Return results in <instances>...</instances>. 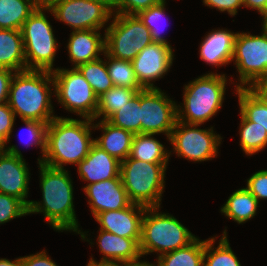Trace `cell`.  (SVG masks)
Masks as SVG:
<instances>
[{"mask_svg": "<svg viewBox=\"0 0 267 266\" xmlns=\"http://www.w3.org/2000/svg\"><path fill=\"white\" fill-rule=\"evenodd\" d=\"M113 16L104 30L105 52L114 58L132 61L153 42L150 30L137 15L113 13Z\"/></svg>", "mask_w": 267, "mask_h": 266, "instance_id": "ba28073f", "label": "cell"}, {"mask_svg": "<svg viewBox=\"0 0 267 266\" xmlns=\"http://www.w3.org/2000/svg\"><path fill=\"white\" fill-rule=\"evenodd\" d=\"M204 5L216 8L221 12L227 11L230 16H235L240 7H244L242 0H203Z\"/></svg>", "mask_w": 267, "mask_h": 266, "instance_id": "60d3db41", "label": "cell"}, {"mask_svg": "<svg viewBox=\"0 0 267 266\" xmlns=\"http://www.w3.org/2000/svg\"><path fill=\"white\" fill-rule=\"evenodd\" d=\"M236 35L227 29H212L200 44V59L215 67L229 64L234 55Z\"/></svg>", "mask_w": 267, "mask_h": 266, "instance_id": "ffe728a7", "label": "cell"}, {"mask_svg": "<svg viewBox=\"0 0 267 266\" xmlns=\"http://www.w3.org/2000/svg\"><path fill=\"white\" fill-rule=\"evenodd\" d=\"M22 122H24L28 131V141L30 142L27 143V146L36 145L41 149L42 158H38V163H41L46 148V131L48 124L34 120H22Z\"/></svg>", "mask_w": 267, "mask_h": 266, "instance_id": "8d00e7d4", "label": "cell"}, {"mask_svg": "<svg viewBox=\"0 0 267 266\" xmlns=\"http://www.w3.org/2000/svg\"><path fill=\"white\" fill-rule=\"evenodd\" d=\"M97 236L101 260L121 261L128 264L140 262L142 257L139 243L135 239L125 238L99 229Z\"/></svg>", "mask_w": 267, "mask_h": 266, "instance_id": "44dd1931", "label": "cell"}, {"mask_svg": "<svg viewBox=\"0 0 267 266\" xmlns=\"http://www.w3.org/2000/svg\"><path fill=\"white\" fill-rule=\"evenodd\" d=\"M244 7L255 9L263 16L267 12V0H242Z\"/></svg>", "mask_w": 267, "mask_h": 266, "instance_id": "ee69618b", "label": "cell"}, {"mask_svg": "<svg viewBox=\"0 0 267 266\" xmlns=\"http://www.w3.org/2000/svg\"><path fill=\"white\" fill-rule=\"evenodd\" d=\"M263 24H262V30H264L267 33V13L263 15Z\"/></svg>", "mask_w": 267, "mask_h": 266, "instance_id": "f907efd6", "label": "cell"}, {"mask_svg": "<svg viewBox=\"0 0 267 266\" xmlns=\"http://www.w3.org/2000/svg\"><path fill=\"white\" fill-rule=\"evenodd\" d=\"M37 7L33 0H0V29L21 30Z\"/></svg>", "mask_w": 267, "mask_h": 266, "instance_id": "484cf974", "label": "cell"}, {"mask_svg": "<svg viewBox=\"0 0 267 266\" xmlns=\"http://www.w3.org/2000/svg\"><path fill=\"white\" fill-rule=\"evenodd\" d=\"M53 88L55 85L52 72L37 70L15 72L11 79L7 103L15 117L18 115L21 120L48 124L56 117L51 104Z\"/></svg>", "mask_w": 267, "mask_h": 266, "instance_id": "3957f363", "label": "cell"}, {"mask_svg": "<svg viewBox=\"0 0 267 266\" xmlns=\"http://www.w3.org/2000/svg\"><path fill=\"white\" fill-rule=\"evenodd\" d=\"M107 121L113 126L130 131L133 134L141 133L140 91Z\"/></svg>", "mask_w": 267, "mask_h": 266, "instance_id": "d6a6232c", "label": "cell"}, {"mask_svg": "<svg viewBox=\"0 0 267 266\" xmlns=\"http://www.w3.org/2000/svg\"><path fill=\"white\" fill-rule=\"evenodd\" d=\"M251 89L265 102L267 105V80L255 83Z\"/></svg>", "mask_w": 267, "mask_h": 266, "instance_id": "f6af8a7d", "label": "cell"}, {"mask_svg": "<svg viewBox=\"0 0 267 266\" xmlns=\"http://www.w3.org/2000/svg\"><path fill=\"white\" fill-rule=\"evenodd\" d=\"M44 11L46 5L38 6L25 20L20 31L27 70L53 72V62L59 45Z\"/></svg>", "mask_w": 267, "mask_h": 266, "instance_id": "52a82bcc", "label": "cell"}, {"mask_svg": "<svg viewBox=\"0 0 267 266\" xmlns=\"http://www.w3.org/2000/svg\"><path fill=\"white\" fill-rule=\"evenodd\" d=\"M168 163H149L127 157L121 161L120 177L131 203L160 207Z\"/></svg>", "mask_w": 267, "mask_h": 266, "instance_id": "8992f818", "label": "cell"}, {"mask_svg": "<svg viewBox=\"0 0 267 266\" xmlns=\"http://www.w3.org/2000/svg\"><path fill=\"white\" fill-rule=\"evenodd\" d=\"M104 56H106L108 60H105V63L114 86L136 89L137 91L144 89L136 78L131 61L114 58L109 56L106 52Z\"/></svg>", "mask_w": 267, "mask_h": 266, "instance_id": "1f68e13d", "label": "cell"}, {"mask_svg": "<svg viewBox=\"0 0 267 266\" xmlns=\"http://www.w3.org/2000/svg\"><path fill=\"white\" fill-rule=\"evenodd\" d=\"M159 207L146 208L141 223L139 242L141 255L158 256L186 247L197 237L173 215L158 212Z\"/></svg>", "mask_w": 267, "mask_h": 266, "instance_id": "5b68a950", "label": "cell"}, {"mask_svg": "<svg viewBox=\"0 0 267 266\" xmlns=\"http://www.w3.org/2000/svg\"><path fill=\"white\" fill-rule=\"evenodd\" d=\"M100 30H74L70 34L67 49L73 68L99 59L105 53V35Z\"/></svg>", "mask_w": 267, "mask_h": 266, "instance_id": "d6986e66", "label": "cell"}, {"mask_svg": "<svg viewBox=\"0 0 267 266\" xmlns=\"http://www.w3.org/2000/svg\"><path fill=\"white\" fill-rule=\"evenodd\" d=\"M23 266H58L56 262L47 255L46 251L22 257Z\"/></svg>", "mask_w": 267, "mask_h": 266, "instance_id": "b9f144b4", "label": "cell"}, {"mask_svg": "<svg viewBox=\"0 0 267 266\" xmlns=\"http://www.w3.org/2000/svg\"><path fill=\"white\" fill-rule=\"evenodd\" d=\"M94 120L56 117L48 123L46 148L41 163L58 169L66 164L78 165L94 143L91 129Z\"/></svg>", "mask_w": 267, "mask_h": 266, "instance_id": "7a4b0ae2", "label": "cell"}, {"mask_svg": "<svg viewBox=\"0 0 267 266\" xmlns=\"http://www.w3.org/2000/svg\"><path fill=\"white\" fill-rule=\"evenodd\" d=\"M239 128L240 147L246 155H253L267 146V132L265 128L249 121L241 112Z\"/></svg>", "mask_w": 267, "mask_h": 266, "instance_id": "4dcf8cb0", "label": "cell"}, {"mask_svg": "<svg viewBox=\"0 0 267 266\" xmlns=\"http://www.w3.org/2000/svg\"><path fill=\"white\" fill-rule=\"evenodd\" d=\"M28 215V207L18 198L0 192V224Z\"/></svg>", "mask_w": 267, "mask_h": 266, "instance_id": "d590c367", "label": "cell"}, {"mask_svg": "<svg viewBox=\"0 0 267 266\" xmlns=\"http://www.w3.org/2000/svg\"><path fill=\"white\" fill-rule=\"evenodd\" d=\"M225 74L207 73L184 86L183 106H177V121L202 125L222 107L227 84Z\"/></svg>", "mask_w": 267, "mask_h": 266, "instance_id": "277c9868", "label": "cell"}, {"mask_svg": "<svg viewBox=\"0 0 267 266\" xmlns=\"http://www.w3.org/2000/svg\"><path fill=\"white\" fill-rule=\"evenodd\" d=\"M38 6H44V0H33Z\"/></svg>", "mask_w": 267, "mask_h": 266, "instance_id": "f5cc1de1", "label": "cell"}, {"mask_svg": "<svg viewBox=\"0 0 267 266\" xmlns=\"http://www.w3.org/2000/svg\"><path fill=\"white\" fill-rule=\"evenodd\" d=\"M14 71L0 68V105L7 103L9 96V87Z\"/></svg>", "mask_w": 267, "mask_h": 266, "instance_id": "7bdbcfd3", "label": "cell"}, {"mask_svg": "<svg viewBox=\"0 0 267 266\" xmlns=\"http://www.w3.org/2000/svg\"><path fill=\"white\" fill-rule=\"evenodd\" d=\"M204 240L196 238L186 247L158 256L157 266H203Z\"/></svg>", "mask_w": 267, "mask_h": 266, "instance_id": "4316f807", "label": "cell"}, {"mask_svg": "<svg viewBox=\"0 0 267 266\" xmlns=\"http://www.w3.org/2000/svg\"><path fill=\"white\" fill-rule=\"evenodd\" d=\"M162 0H118L117 13L137 15L139 12L159 4Z\"/></svg>", "mask_w": 267, "mask_h": 266, "instance_id": "ab89813d", "label": "cell"}, {"mask_svg": "<svg viewBox=\"0 0 267 266\" xmlns=\"http://www.w3.org/2000/svg\"><path fill=\"white\" fill-rule=\"evenodd\" d=\"M136 89H129L122 86H113L104 94L98 97V106L95 116L96 119L108 120L119 108L123 107L127 102L137 94Z\"/></svg>", "mask_w": 267, "mask_h": 266, "instance_id": "f546056e", "label": "cell"}, {"mask_svg": "<svg viewBox=\"0 0 267 266\" xmlns=\"http://www.w3.org/2000/svg\"><path fill=\"white\" fill-rule=\"evenodd\" d=\"M128 266H157V265L154 263H149V261L147 262L146 260L145 261L140 260V262L132 263L129 264Z\"/></svg>", "mask_w": 267, "mask_h": 266, "instance_id": "681fc988", "label": "cell"}, {"mask_svg": "<svg viewBox=\"0 0 267 266\" xmlns=\"http://www.w3.org/2000/svg\"><path fill=\"white\" fill-rule=\"evenodd\" d=\"M52 0H44V5H47L49 2H51Z\"/></svg>", "mask_w": 267, "mask_h": 266, "instance_id": "db71d44e", "label": "cell"}, {"mask_svg": "<svg viewBox=\"0 0 267 266\" xmlns=\"http://www.w3.org/2000/svg\"><path fill=\"white\" fill-rule=\"evenodd\" d=\"M176 102L171 100L160 88H147L140 91L141 133L160 134L166 138L177 121Z\"/></svg>", "mask_w": 267, "mask_h": 266, "instance_id": "4fadbf2b", "label": "cell"}, {"mask_svg": "<svg viewBox=\"0 0 267 266\" xmlns=\"http://www.w3.org/2000/svg\"><path fill=\"white\" fill-rule=\"evenodd\" d=\"M258 205V200L245 187L233 192L220 212L227 218L242 224L256 215Z\"/></svg>", "mask_w": 267, "mask_h": 266, "instance_id": "d4e9b609", "label": "cell"}, {"mask_svg": "<svg viewBox=\"0 0 267 266\" xmlns=\"http://www.w3.org/2000/svg\"><path fill=\"white\" fill-rule=\"evenodd\" d=\"M215 238L216 237H211L204 240L203 266H241L238 258L230 247L226 229L217 247H214Z\"/></svg>", "mask_w": 267, "mask_h": 266, "instance_id": "83f0119b", "label": "cell"}, {"mask_svg": "<svg viewBox=\"0 0 267 266\" xmlns=\"http://www.w3.org/2000/svg\"><path fill=\"white\" fill-rule=\"evenodd\" d=\"M83 190L89 198L88 204L94 217L101 212L124 209L131 204L120 176L86 185Z\"/></svg>", "mask_w": 267, "mask_h": 266, "instance_id": "e0dca14e", "label": "cell"}, {"mask_svg": "<svg viewBox=\"0 0 267 266\" xmlns=\"http://www.w3.org/2000/svg\"><path fill=\"white\" fill-rule=\"evenodd\" d=\"M0 68L14 72L27 70L20 30L0 29Z\"/></svg>", "mask_w": 267, "mask_h": 266, "instance_id": "603a6c76", "label": "cell"}, {"mask_svg": "<svg viewBox=\"0 0 267 266\" xmlns=\"http://www.w3.org/2000/svg\"><path fill=\"white\" fill-rule=\"evenodd\" d=\"M232 61L239 72V84L235 88H251L267 80V33L264 30L261 35L237 32Z\"/></svg>", "mask_w": 267, "mask_h": 266, "instance_id": "30bf717a", "label": "cell"}, {"mask_svg": "<svg viewBox=\"0 0 267 266\" xmlns=\"http://www.w3.org/2000/svg\"><path fill=\"white\" fill-rule=\"evenodd\" d=\"M93 128L101 129L103 134L94 139V143L120 162L129 157L134 134L130 131L113 126L107 120L93 123Z\"/></svg>", "mask_w": 267, "mask_h": 266, "instance_id": "7402d4cb", "label": "cell"}, {"mask_svg": "<svg viewBox=\"0 0 267 266\" xmlns=\"http://www.w3.org/2000/svg\"><path fill=\"white\" fill-rule=\"evenodd\" d=\"M153 136L154 134H134L129 157L149 163H168L171 151L166 150Z\"/></svg>", "mask_w": 267, "mask_h": 266, "instance_id": "cb8c5ba5", "label": "cell"}, {"mask_svg": "<svg viewBox=\"0 0 267 266\" xmlns=\"http://www.w3.org/2000/svg\"><path fill=\"white\" fill-rule=\"evenodd\" d=\"M240 112L267 132V105L251 88H235Z\"/></svg>", "mask_w": 267, "mask_h": 266, "instance_id": "f1b7e54d", "label": "cell"}, {"mask_svg": "<svg viewBox=\"0 0 267 266\" xmlns=\"http://www.w3.org/2000/svg\"><path fill=\"white\" fill-rule=\"evenodd\" d=\"M173 53L171 45L152 42L131 61L136 78L144 89L158 88L152 82L161 79L170 70L175 56Z\"/></svg>", "mask_w": 267, "mask_h": 266, "instance_id": "9a60e30c", "label": "cell"}, {"mask_svg": "<svg viewBox=\"0 0 267 266\" xmlns=\"http://www.w3.org/2000/svg\"><path fill=\"white\" fill-rule=\"evenodd\" d=\"M29 175V168L18 147H5L0 153V192L20 199L28 207Z\"/></svg>", "mask_w": 267, "mask_h": 266, "instance_id": "5bb4252c", "label": "cell"}, {"mask_svg": "<svg viewBox=\"0 0 267 266\" xmlns=\"http://www.w3.org/2000/svg\"><path fill=\"white\" fill-rule=\"evenodd\" d=\"M0 266H23L22 257L15 259L14 261L6 258H0Z\"/></svg>", "mask_w": 267, "mask_h": 266, "instance_id": "7dc6e473", "label": "cell"}, {"mask_svg": "<svg viewBox=\"0 0 267 266\" xmlns=\"http://www.w3.org/2000/svg\"><path fill=\"white\" fill-rule=\"evenodd\" d=\"M248 191L260 202L267 199V170H261L252 174L247 179Z\"/></svg>", "mask_w": 267, "mask_h": 266, "instance_id": "74e56055", "label": "cell"}, {"mask_svg": "<svg viewBox=\"0 0 267 266\" xmlns=\"http://www.w3.org/2000/svg\"><path fill=\"white\" fill-rule=\"evenodd\" d=\"M128 263L121 261L100 260L97 262L91 258L86 266H128Z\"/></svg>", "mask_w": 267, "mask_h": 266, "instance_id": "bcb514c9", "label": "cell"}, {"mask_svg": "<svg viewBox=\"0 0 267 266\" xmlns=\"http://www.w3.org/2000/svg\"><path fill=\"white\" fill-rule=\"evenodd\" d=\"M105 3L108 7L113 10V13H117L118 0H98Z\"/></svg>", "mask_w": 267, "mask_h": 266, "instance_id": "c3c4849f", "label": "cell"}, {"mask_svg": "<svg viewBox=\"0 0 267 266\" xmlns=\"http://www.w3.org/2000/svg\"><path fill=\"white\" fill-rule=\"evenodd\" d=\"M15 119V114L8 103L0 105V139L5 143V147L10 142Z\"/></svg>", "mask_w": 267, "mask_h": 266, "instance_id": "f35d334b", "label": "cell"}, {"mask_svg": "<svg viewBox=\"0 0 267 266\" xmlns=\"http://www.w3.org/2000/svg\"><path fill=\"white\" fill-rule=\"evenodd\" d=\"M165 3L166 0H162L159 4L152 6L146 10H143L137 14L143 24L150 30L151 38L153 42L165 43L170 45L165 37L161 35L158 26L156 25L165 17Z\"/></svg>", "mask_w": 267, "mask_h": 266, "instance_id": "e575fe53", "label": "cell"}, {"mask_svg": "<svg viewBox=\"0 0 267 266\" xmlns=\"http://www.w3.org/2000/svg\"><path fill=\"white\" fill-rule=\"evenodd\" d=\"M42 201H30L28 214L43 213L48 224L56 231H73L90 242L86 232L79 229L73 205V182L66 169L38 163ZM87 239V240H86Z\"/></svg>", "mask_w": 267, "mask_h": 266, "instance_id": "6da1fadb", "label": "cell"}, {"mask_svg": "<svg viewBox=\"0 0 267 266\" xmlns=\"http://www.w3.org/2000/svg\"><path fill=\"white\" fill-rule=\"evenodd\" d=\"M58 102L69 112L82 118L95 119L98 97L77 68H56L52 72Z\"/></svg>", "mask_w": 267, "mask_h": 266, "instance_id": "9c48e42d", "label": "cell"}, {"mask_svg": "<svg viewBox=\"0 0 267 266\" xmlns=\"http://www.w3.org/2000/svg\"><path fill=\"white\" fill-rule=\"evenodd\" d=\"M77 69L89 82L97 97L114 86L108 74L107 65L102 58L81 64Z\"/></svg>", "mask_w": 267, "mask_h": 266, "instance_id": "836d02e7", "label": "cell"}, {"mask_svg": "<svg viewBox=\"0 0 267 266\" xmlns=\"http://www.w3.org/2000/svg\"><path fill=\"white\" fill-rule=\"evenodd\" d=\"M198 126L176 121L169 141L178 157L195 162L217 157L222 137L214 133L213 127L199 129Z\"/></svg>", "mask_w": 267, "mask_h": 266, "instance_id": "7c38bea8", "label": "cell"}, {"mask_svg": "<svg viewBox=\"0 0 267 266\" xmlns=\"http://www.w3.org/2000/svg\"><path fill=\"white\" fill-rule=\"evenodd\" d=\"M5 150V143L0 139V153Z\"/></svg>", "mask_w": 267, "mask_h": 266, "instance_id": "816d5d0a", "label": "cell"}, {"mask_svg": "<svg viewBox=\"0 0 267 266\" xmlns=\"http://www.w3.org/2000/svg\"><path fill=\"white\" fill-rule=\"evenodd\" d=\"M76 166L79 177L89 185L119 177L121 162L93 143L88 155Z\"/></svg>", "mask_w": 267, "mask_h": 266, "instance_id": "ac0fdd59", "label": "cell"}, {"mask_svg": "<svg viewBox=\"0 0 267 266\" xmlns=\"http://www.w3.org/2000/svg\"><path fill=\"white\" fill-rule=\"evenodd\" d=\"M146 207L131 203L120 210H110L97 214L94 218L104 231L117 236L135 239L141 238V223Z\"/></svg>", "mask_w": 267, "mask_h": 266, "instance_id": "2e32d148", "label": "cell"}, {"mask_svg": "<svg viewBox=\"0 0 267 266\" xmlns=\"http://www.w3.org/2000/svg\"><path fill=\"white\" fill-rule=\"evenodd\" d=\"M46 10L73 31L101 30L113 16V10L98 0H52Z\"/></svg>", "mask_w": 267, "mask_h": 266, "instance_id": "8fae6325", "label": "cell"}]
</instances>
